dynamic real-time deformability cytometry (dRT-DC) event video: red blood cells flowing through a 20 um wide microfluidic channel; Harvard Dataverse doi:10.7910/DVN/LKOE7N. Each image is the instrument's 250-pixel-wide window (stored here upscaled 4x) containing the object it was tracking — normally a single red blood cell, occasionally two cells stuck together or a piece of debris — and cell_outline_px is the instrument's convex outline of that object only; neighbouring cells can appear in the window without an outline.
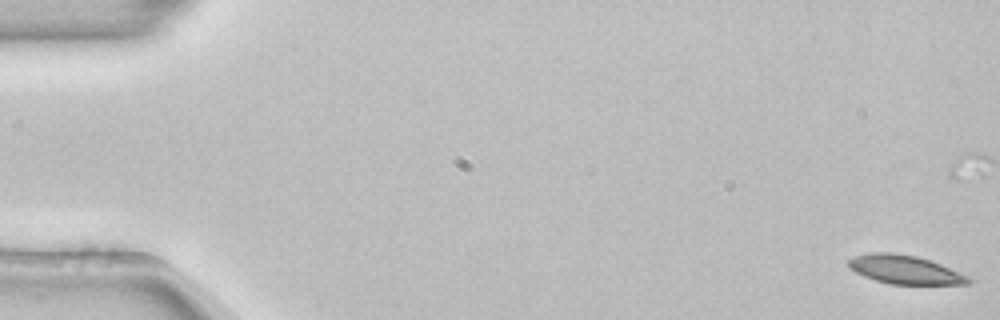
{"species": "common noctule bat (a hibernating species)", "species_latin": "Nyctalus noctula", "temperature_condition": "room temperature", "stored_images_in_passage": 44, "camera_frame_rate_fps": 3000, "um_per_image_px": 0.085, "animal": {"sex": "female", "body_mass_g": 22.7, "forearm_length_mm": 54.2}, "frame": {"image": 1, "passage_image": 1, "time_ms": 0.0, "image_size_px": [1000, 320], "cell_outline_px": [[972, 280], [968, 284], [888, 284], [864, 276], [856, 272], [848, 264], [848, 260], [856, 256], [868, 252], [892, 252], [916, 256], [940, 264], [968, 276]], "centroid_in_image_um": [76.91, 22.91], "position_along_channel_um": 8.1, "area_um2": 19.77}}
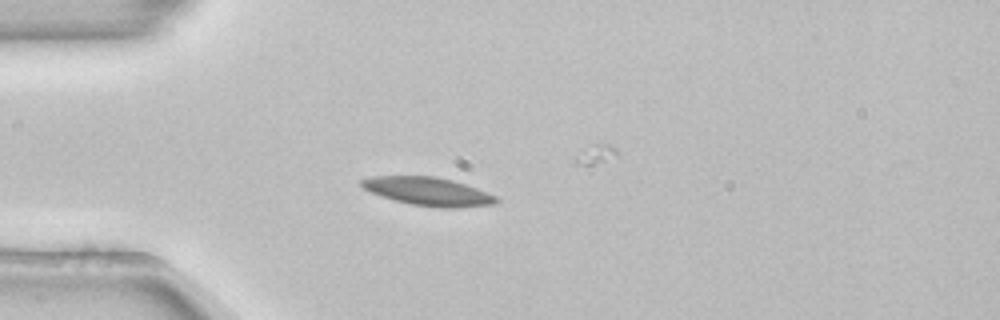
{"frame": {"image": 2, "passage_image": 15, "time_ms": 4.667, "image_size_px": [1000, 320], "cell_outline_px": [[500, 200], [496, 204], [456, 208], [440, 208], [408, 204], [380, 196], [364, 188], [360, 184], [360, 180], [372, 176], [432, 176], [452, 180], [476, 188], [496, 196]], "centroid_in_image_um": [36.39, 16.28], "position_along_channel_um": 48.6, "area_um2": 22.25}}